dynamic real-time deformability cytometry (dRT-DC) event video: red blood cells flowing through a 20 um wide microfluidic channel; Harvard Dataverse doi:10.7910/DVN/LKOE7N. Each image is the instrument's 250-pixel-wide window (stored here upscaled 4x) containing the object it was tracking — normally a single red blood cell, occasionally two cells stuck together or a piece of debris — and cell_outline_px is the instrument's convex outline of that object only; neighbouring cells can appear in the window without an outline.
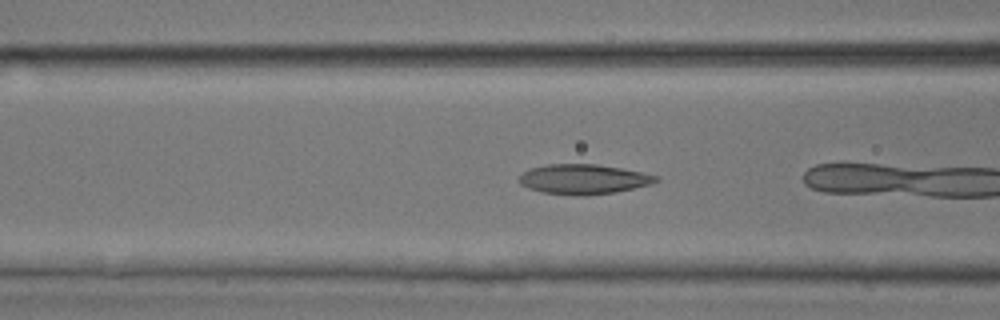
{"species": "common noctule bat (a hibernating species)", "species_latin": "Nyctalus noctula", "temperature_condition": "room temperature", "stored_images_in_passage": 18, "camera_frame_rate_fps": 3000, "um_per_image_px": 0.085, "animal": {"sex": "male", "body_mass_g": 17.9, "forearm_length_mm": 54.2}, "frame": {"image": 1, "passage_image": 16, "time_ms": 5.0, "image_size_px": [1000, 320], "cell_outline_px": [[660, 180], [652, 184], [616, 192], [584, 196], [580, 196], [544, 192], [528, 188], [520, 184], [520, 176], [524, 172], [532, 168], [544, 164], [596, 164], [620, 168], [660, 176]], "centroid_in_image_um": [49.63, 15.23], "position_along_channel_um": 117.0, "area_um2": 23.76}}